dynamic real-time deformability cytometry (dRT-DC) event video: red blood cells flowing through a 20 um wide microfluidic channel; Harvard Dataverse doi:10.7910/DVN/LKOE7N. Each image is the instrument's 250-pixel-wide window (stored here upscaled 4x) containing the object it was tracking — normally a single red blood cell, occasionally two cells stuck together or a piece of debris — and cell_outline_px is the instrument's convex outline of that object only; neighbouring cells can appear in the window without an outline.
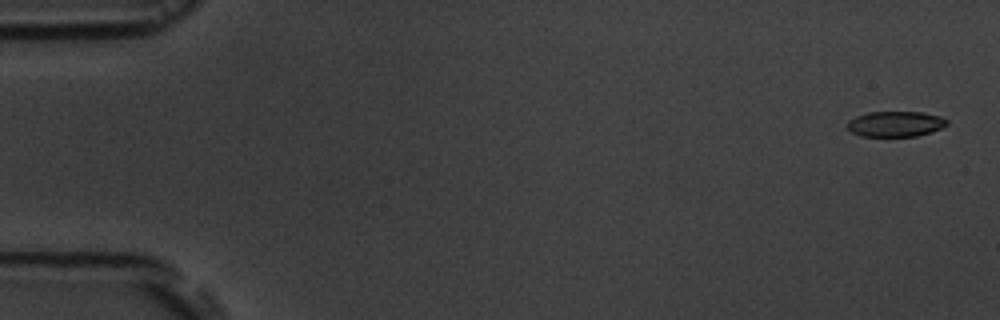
{"species": "common noctule bat (a hibernating species)", "species_latin": "Nyctalus noctula", "temperature_condition": "room temperature", "stored_images_in_passage": 6, "camera_frame_rate_fps": 3000, "um_per_image_px": 0.085, "animal": {"sex": "male", "body_mass_g": 19.5, "forearm_length_mm": 54.6}, "frame": {"image": 1, "passage_image": 1, "time_ms": 0.0, "image_size_px": [1000, 320], "cell_outline_px": [[948, 124], [932, 132], [916, 136], [860, 136], [852, 132], [848, 128], [848, 120], [856, 116], [868, 112], [924, 112], [940, 116], [948, 120]], "centroid_in_image_um": [76.13, 10.53], "position_along_channel_um": 8.9, "area_um2": 14.8}}
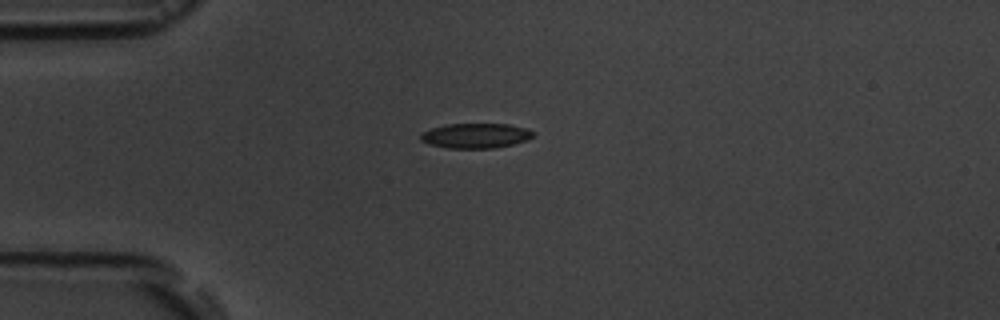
{"frame": {"image": 2, "passage_image": 4, "time_ms": 4.333, "image_size_px": [1000, 320], "cell_outline_px": [[536, 132], [532, 136], [524, 140], [512, 144], [496, 148], [448, 148], [428, 144], [420, 140], [420, 136], [424, 132], [432, 128], [448, 124], [508, 124], [528, 128]], "centroid_in_image_um": [40.44, 11.53], "position_along_channel_um": 44.6, "area_um2": 16.24}}
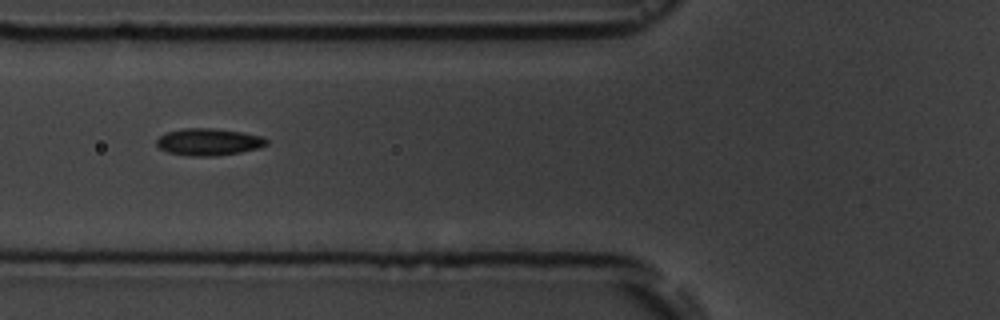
{"frame": {"image": 3, "passage_image": 6, "time_ms": 6.667, "image_size_px": [1000, 320], "cell_outline_px": [[268, 144], [260, 148], [240, 152], [216, 156], [188, 156], [168, 152], [160, 148], [156, 144], [156, 140], [160, 136], [168, 132], [184, 128], [212, 128], [244, 132], [264, 136], [268, 140]], "centroid_in_image_um": [17.78, 12.06], "position_along_channel_um": 108.0, "area_um2": 17.46}}